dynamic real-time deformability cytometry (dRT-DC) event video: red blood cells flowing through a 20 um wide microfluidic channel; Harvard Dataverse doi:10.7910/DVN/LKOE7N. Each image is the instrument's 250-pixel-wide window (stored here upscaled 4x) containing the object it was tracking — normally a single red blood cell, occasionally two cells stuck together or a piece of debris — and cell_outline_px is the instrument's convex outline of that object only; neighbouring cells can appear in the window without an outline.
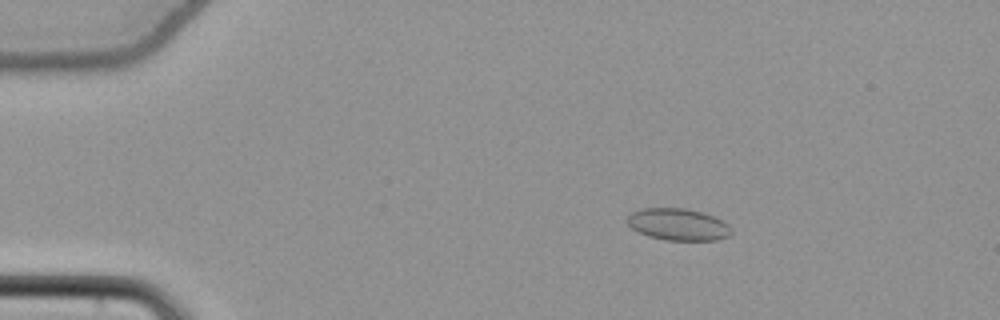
{"species": "common noctule bat (a hibernating species)", "species_latin": "Nyctalus noctula", "temperature_condition": "cold", "stored_images_in_passage": 55, "camera_frame_rate_fps": 3000, "um_per_image_px": 0.085, "animal": {"sex": "female", "body_mass_g": 22.7, "forearm_length_mm": 54.2}, "frame": {"image": 1, "passage_image": 10, "time_ms": 3.0, "image_size_px": [1000, 320], "cell_outline_px": [[732, 232], [728, 236], [716, 240], [664, 240], [648, 236], [632, 228], [628, 224], [628, 216], [632, 212], [644, 208], [684, 208], [700, 212], [712, 216], [728, 224], [732, 228]], "centroid_in_image_um": [57.64, 19.08], "position_along_channel_um": 27.4, "area_um2": 19.13}}
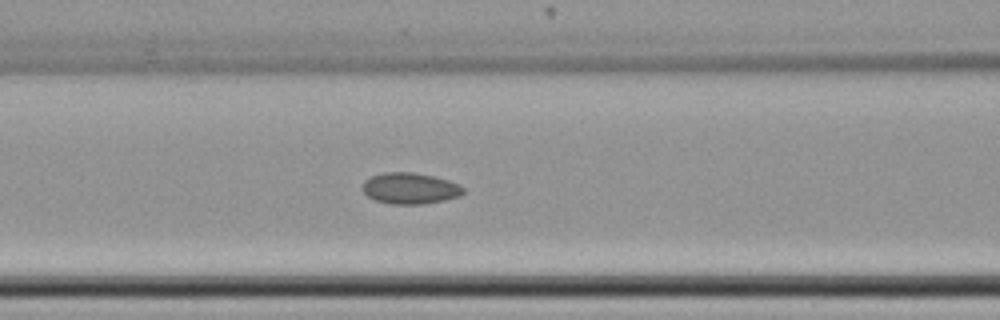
{"frame": {"image": 2, "passage_image": 24, "time_ms": 7.667, "image_size_px": [1000, 320], "cell_outline_px": [[464, 192], [460, 196], [444, 200], [420, 204], [392, 204], [376, 200], [368, 196], [364, 192], [364, 180], [372, 176], [384, 172], [412, 172], [432, 176], [448, 180], [464, 188]], "centroid_in_image_um": [34.86, 16.01], "position_along_channel_um": 131.7, "area_um2": 18.03}}
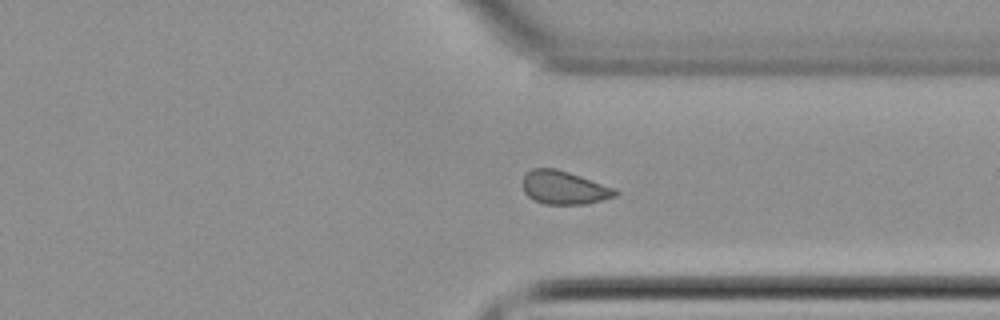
{"frame": {"image": 3, "passage_image": 42, "time_ms": 13.667, "image_size_px": [1000, 320], "cell_outline_px": [[620, 192], [616, 196], [584, 204], [544, 204], [532, 200], [524, 192], [524, 172], [532, 168], [556, 168], [616, 188]], "centroid_in_image_um": [47.93, 15.94], "position_along_channel_um": 363.5, "area_um2": 18.03}}